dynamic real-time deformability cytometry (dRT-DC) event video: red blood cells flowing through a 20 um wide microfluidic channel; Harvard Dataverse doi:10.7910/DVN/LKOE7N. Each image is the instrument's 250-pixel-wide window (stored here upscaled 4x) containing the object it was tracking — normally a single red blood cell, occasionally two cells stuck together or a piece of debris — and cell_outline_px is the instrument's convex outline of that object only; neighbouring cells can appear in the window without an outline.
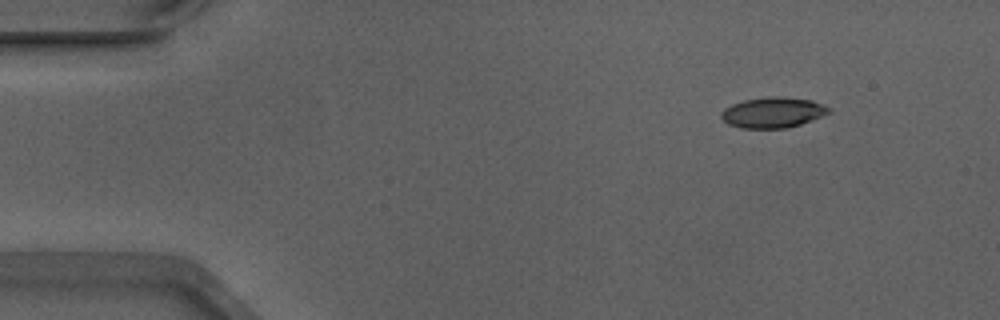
{"species": "Egyptian fruit bat (a non-hibernating species)", "species_latin": "Rousettus aegyptiacus", "temperature_condition": "warm", "stored_images_in_passage": 48, "camera_frame_rate_fps": 3000, "um_per_image_px": 0.085, "animal": {"sex": "male"}, "frame": {"image": 1, "passage_image": 1, "time_ms": 0.0, "image_size_px": [1000, 320], "cell_outline_px": [[832, 112], [800, 124], [784, 128], [740, 128], [728, 124], [720, 116], [720, 112], [724, 108], [732, 104], [744, 100], [768, 96], [784, 96], [812, 100], [824, 104], [832, 108]], "centroid_in_image_um": [65.71, 9.54], "position_along_channel_um": 19.3, "area_um2": 19.36}}
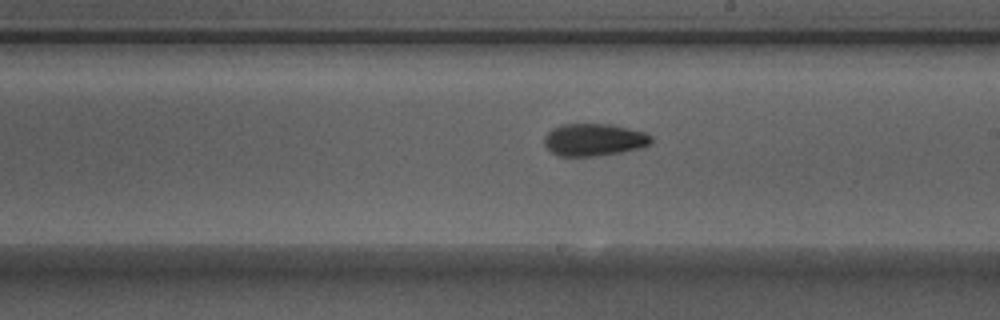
{"frame": {"image": 2, "passage_image": 25, "time_ms": 8.0, "image_size_px": [1000, 320], "cell_outline_px": [[652, 140], [648, 144], [640, 148], [620, 152], [596, 156], [560, 156], [552, 152], [544, 144], [544, 136], [552, 128], [560, 124], [612, 124], [644, 132], [652, 136]], "centroid_in_image_um": [50.47, 11.87], "position_along_channel_um": 238.5, "area_um2": 20.11}}
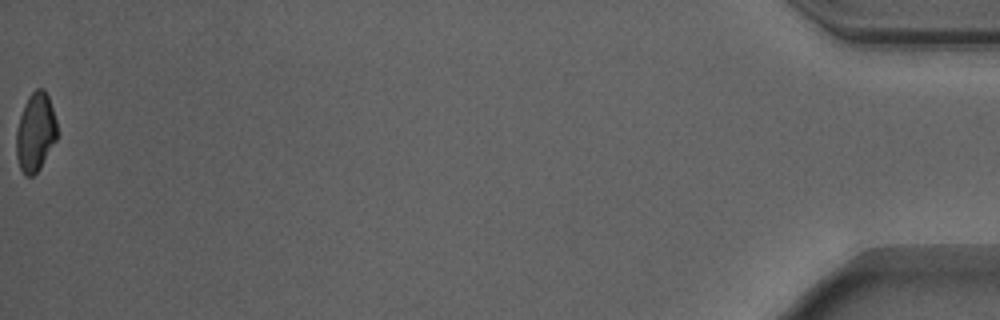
{"frame": {"image": 3, "passage_image": 48, "time_ms": 15.667, "image_size_px": [1000, 320], "cell_outline_px": [[56, 140], [40, 168], [32, 176], [24, 176], [20, 168], [16, 156], [16, 132], [20, 116], [24, 104], [28, 96], [36, 88], [44, 88], [48, 96], [56, 120]], "centroid_in_image_um": [3.0, 11.24], "position_along_channel_um": 432.2, "area_um2": 18.61}, "authors_computed_cell_mechanics": {"area_um2": 19.6231, "velocity_mm_per_s": 3.8978, "shape_relaxation_time_tau1_ms": 4.2935, "shape_relaxation_time_tau2_ms": 2.7693, "deformation_change_tau1": 0.1394, "deformation_change_tau2": 0.0775}}